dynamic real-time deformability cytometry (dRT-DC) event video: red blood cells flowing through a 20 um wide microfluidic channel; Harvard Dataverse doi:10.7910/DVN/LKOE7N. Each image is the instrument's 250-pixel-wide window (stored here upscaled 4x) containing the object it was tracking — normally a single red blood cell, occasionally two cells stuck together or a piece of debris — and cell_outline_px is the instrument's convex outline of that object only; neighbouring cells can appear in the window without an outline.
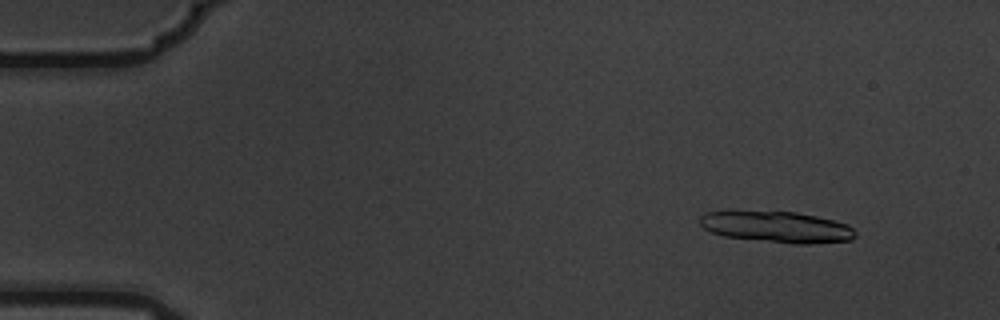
{"species": "common noctule bat (a hibernating species)", "species_latin": "Nyctalus noctula", "temperature_condition": "warm", "stored_images_in_passage": 4, "camera_frame_rate_fps": 3000, "um_per_image_px": 0.085, "animal": {"sex": "male", "body_mass_g": 19.5, "forearm_length_mm": 54.6}, "frame": {"image": 1, "passage_image": 1, "time_ms": 0.0, "image_size_px": [1000, 320], "cell_outline_px": [[856, 236], [852, 240], [812, 244], [792, 244], [724, 236], [712, 232], [704, 228], [700, 224], [700, 216], [704, 212], [796, 212], [816, 216], [848, 224], [856, 232]], "centroid_in_image_um": [66.08, 19.31], "position_along_channel_um": 18.9, "area_um2": 28.03}}